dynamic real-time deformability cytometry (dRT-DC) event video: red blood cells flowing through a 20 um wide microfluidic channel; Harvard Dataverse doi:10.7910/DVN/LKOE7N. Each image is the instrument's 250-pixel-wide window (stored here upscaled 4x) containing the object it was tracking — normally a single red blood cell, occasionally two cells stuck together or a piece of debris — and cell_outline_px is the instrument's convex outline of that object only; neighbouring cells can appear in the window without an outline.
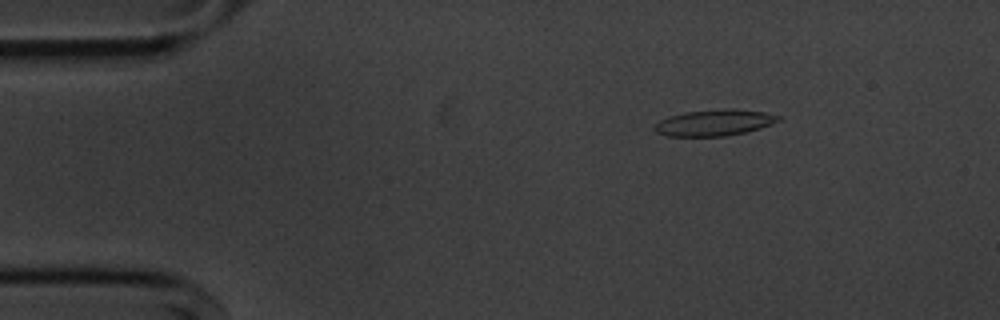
{"species": "common noctule bat (a hibernating species)", "species_latin": "Nyctalus noctula", "temperature_condition": "cold", "stored_images_in_passage": 52, "camera_frame_rate_fps": 3000, "um_per_image_px": 0.085, "animal": {"sex": "male", "body_mass_g": 20.1, "forearm_length_mm": 53.5}, "frame": {"image": 1, "passage_image": 5, "time_ms": 1.333, "image_size_px": [1000, 320], "cell_outline_px": [[784, 120], [760, 128], [744, 132], [724, 136], [668, 136], [656, 132], [652, 128], [660, 120], [668, 116], [684, 112], [728, 108], [732, 108], [764, 112], [784, 116]], "centroid_in_image_um": [60.77, 10.41], "position_along_channel_um": 24.2, "area_um2": 19.13}}
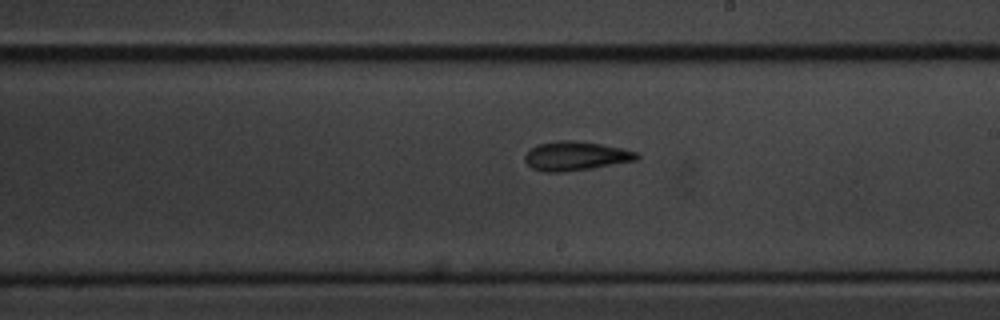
{"frame": {"image": 2, "passage_image": 28, "time_ms": 9.0, "image_size_px": [1000, 320], "cell_outline_px": [[640, 156], [636, 160], [592, 168], [564, 172], [544, 172], [532, 168], [524, 160], [524, 156], [536, 144], [556, 140], [576, 140], [624, 148], [636, 152]], "centroid_in_image_um": [48.92, 13.25], "position_along_channel_um": 240.1, "area_um2": 19.02}}
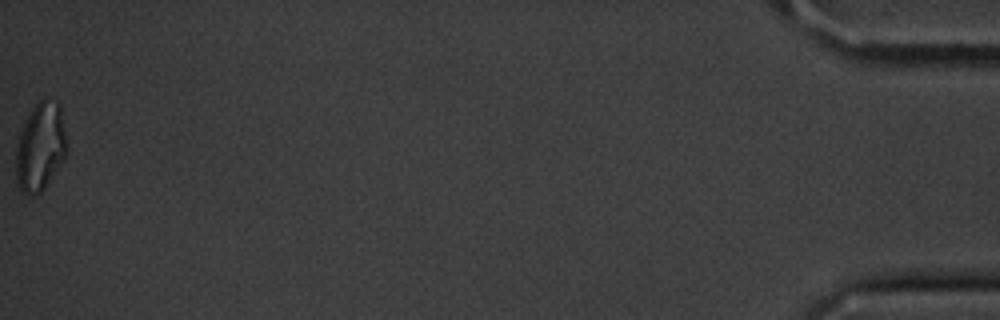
{"frame": {"image": 3, "passage_image": 52, "time_ms": 17.0, "image_size_px": [1000, 320], "cell_outline_px": [[64, 160], [44, 188], [36, 196], [28, 196], [20, 188], [16, 180], [16, 148], [20, 132], [32, 108], [44, 96], [56, 104], [60, 108], [64, 136]], "centroid_in_image_um": [3.38, 12.53], "position_along_channel_um": 431.8, "area_um2": 25.43}, "authors_computed_cell_mechanics": {"area_um2": 18.9873, "velocity_mm_per_s": 3.6307, "shape_relaxation_time_tau1_ms": 3.6722, "shape_relaxation_time_tau2_ms": 4.9419, "deformation_change_tau1": 0.1214, "deformation_change_tau2": 0.1351}}